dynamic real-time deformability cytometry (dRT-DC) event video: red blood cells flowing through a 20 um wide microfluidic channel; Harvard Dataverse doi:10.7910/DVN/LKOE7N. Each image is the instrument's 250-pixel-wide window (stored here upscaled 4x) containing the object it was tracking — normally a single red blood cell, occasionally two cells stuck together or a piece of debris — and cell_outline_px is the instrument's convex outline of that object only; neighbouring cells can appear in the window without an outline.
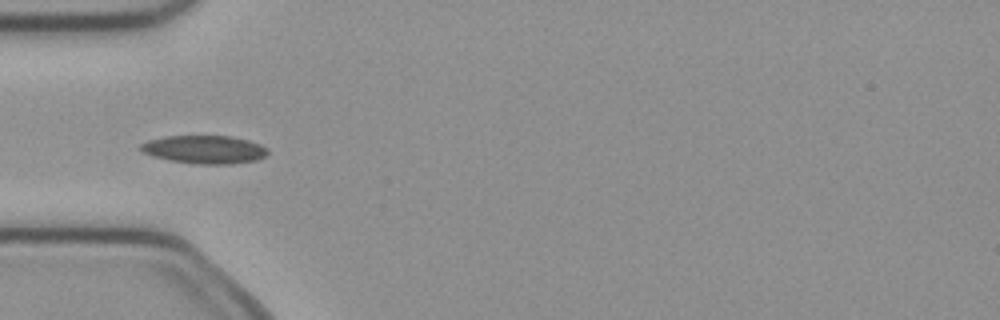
{"species": "common noctule bat (a hibernating species)", "species_latin": "Nyctalus noctula", "temperature_condition": "cold", "stored_images_in_passage": 4, "camera_frame_rate_fps": 3000, "um_per_image_px": 0.085, "animal": {"sex": "female", "body_mass_g": 21.9}, "frame": {"image": 1, "passage_image": 4, "time_ms": 1.0, "image_size_px": [1000, 320], "cell_outline_px": [[268, 152], [264, 156], [256, 160], [232, 164], [196, 164], [168, 160], [152, 156], [140, 152], [140, 144], [148, 140], [164, 136], [232, 136], [248, 140], [260, 144], [268, 148]], "centroid_in_image_um": [17.35, 12.71], "position_along_channel_um": 67.7, "area_um2": 21.04}}